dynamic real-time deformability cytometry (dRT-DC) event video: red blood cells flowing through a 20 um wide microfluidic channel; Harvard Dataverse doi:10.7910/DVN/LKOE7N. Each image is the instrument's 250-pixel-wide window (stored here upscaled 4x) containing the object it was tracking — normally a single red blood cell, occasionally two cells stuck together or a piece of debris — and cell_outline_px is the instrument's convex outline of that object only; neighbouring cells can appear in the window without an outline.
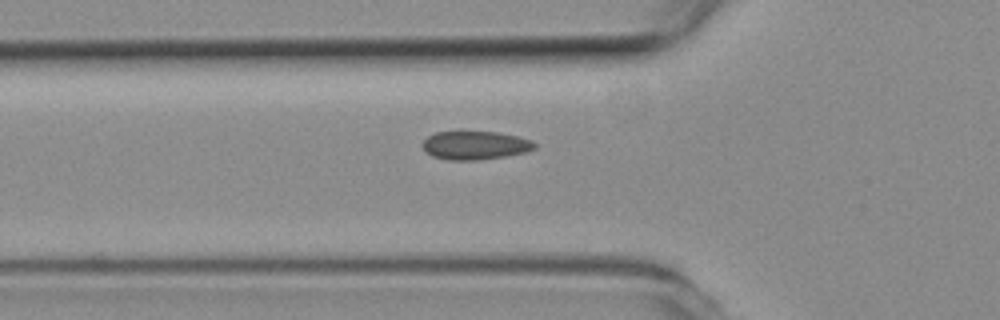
{"species": "common noctule bat (a hibernating species)", "species_latin": "Nyctalus noctula", "temperature_condition": "room temperature", "stored_images_in_passage": 32, "camera_frame_rate_fps": 3000, "um_per_image_px": 0.085, "animal": {"sex": "female", "body_mass_g": 19.3, "forearm_length_mm": 54.1}, "frame": {"image": 1, "passage_image": 2, "time_ms": 0.333, "image_size_px": [1000, 320], "cell_outline_px": [[536, 148], [524, 152], [504, 156], [476, 160], [448, 160], [432, 156], [424, 152], [424, 140], [428, 136], [436, 132], [460, 128], [496, 132], [520, 136], [532, 140], [536, 144]], "centroid_in_image_um": [40.35, 12.29], "position_along_channel_um": 85.4, "area_um2": 19.36}}
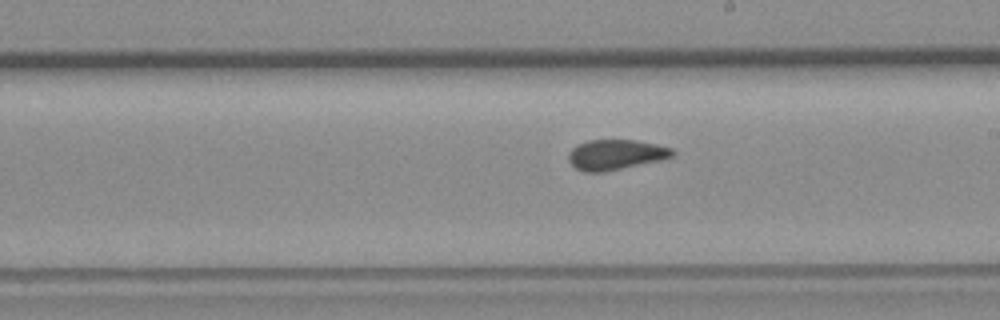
{"frame": {"image": 2, "passage_image": 14, "time_ms": 4.333, "image_size_px": [1000, 320], "cell_outline_px": [[676, 152], [672, 156], [660, 160], [604, 172], [584, 172], [576, 168], [568, 160], [568, 152], [572, 148], [588, 140], [636, 140], [656, 144], [672, 148]], "centroid_in_image_um": [52.33, 13.14], "position_along_channel_um": 236.7, "area_um2": 18.21}}
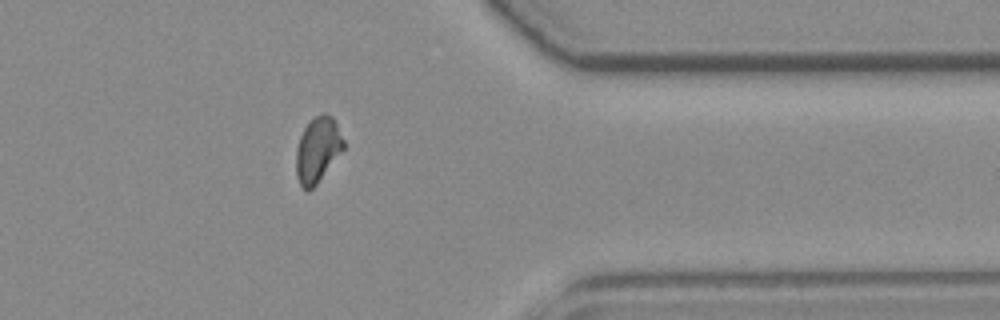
{"frame": {"image": 3, "passage_image": 27, "time_ms": 8.667, "image_size_px": [1000, 320], "cell_outline_px": [[344, 148], [316, 184], [308, 192], [300, 184], [296, 176], [296, 148], [300, 136], [308, 120], [324, 112], [332, 116], [344, 140]], "centroid_in_image_um": [26.98, 12.7], "position_along_channel_um": 384.4, "area_um2": 17.92}}